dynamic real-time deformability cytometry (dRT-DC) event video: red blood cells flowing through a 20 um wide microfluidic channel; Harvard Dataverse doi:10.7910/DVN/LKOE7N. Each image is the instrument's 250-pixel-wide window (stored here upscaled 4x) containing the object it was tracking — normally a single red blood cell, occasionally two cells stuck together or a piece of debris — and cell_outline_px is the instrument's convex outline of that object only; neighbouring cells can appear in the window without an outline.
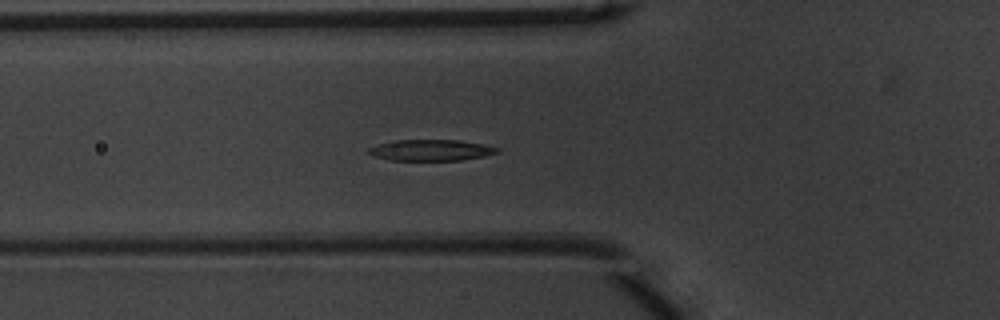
{"species": "common noctule bat (a hibernating species)", "species_latin": "Nyctalus noctula", "temperature_condition": "warm", "stored_images_in_passage": 44, "camera_frame_rate_fps": 3000, "um_per_image_px": 0.085, "animal": {"sex": "male", "body_mass_g": 20.1, "forearm_length_mm": 53.5}, "frame": {"image": 1, "passage_image": 10, "time_ms": 3.0, "image_size_px": [1000, 320], "cell_outline_px": [[500, 152], [484, 156], [460, 160], [392, 160], [376, 156], [368, 152], [368, 148], [392, 140], [460, 140], [484, 144], [500, 148]], "centroid_in_image_um": [36.69, 12.75], "position_along_channel_um": 89.1, "area_um2": 15.72}}
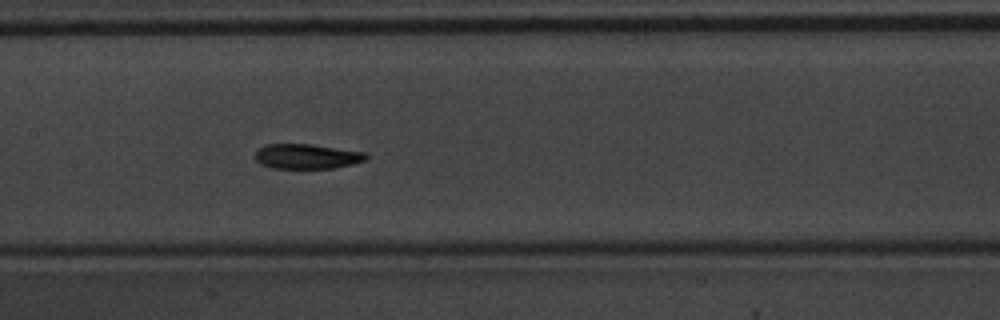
{"frame": {"image": 2, "passage_image": 17, "time_ms": 5.333, "image_size_px": [1000, 320], "cell_outline_px": [[368, 156], [364, 160], [352, 164], [332, 168], [272, 168], [260, 164], [256, 160], [256, 148], [264, 144], [312, 144], [364, 152]], "centroid_in_image_um": [26.03, 13.28], "position_along_channel_um": 181.4, "area_um2": 16.07}}
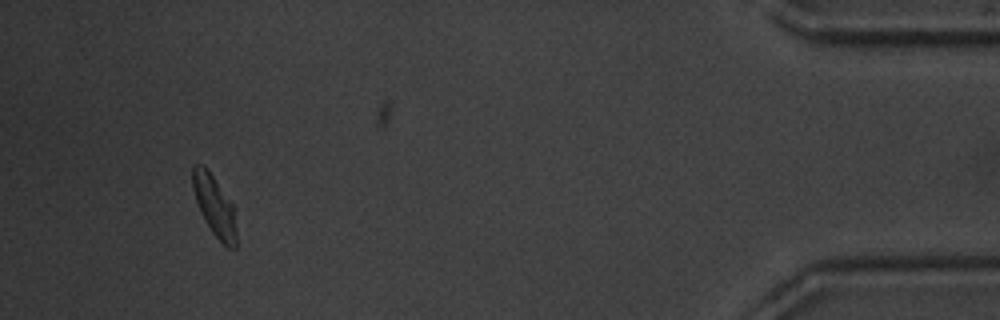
{"frame": {"image": 3, "passage_image": 40, "time_ms": 13.0, "image_size_px": [1000, 320], "cell_outline_px": [[236, 248], [228, 248], [212, 232], [204, 220], [200, 212], [192, 188], [192, 168], [196, 164], [204, 164], [232, 204], [236, 228]], "centroid_in_image_um": [18.21, 17.49], "position_along_channel_um": 417.0, "area_um2": 15.2}, "authors_computed_cell_mechanics": {"area_um2": 16.0973, "velocity_mm_per_s": 3.9221, "shape_relaxation_time_tau1_ms": 2.6723, "shape_relaxation_time_tau2_ms": 3.9859, "deformation_change_tau1": 0.1559, "deformation_change_tau2": 0.0994}}